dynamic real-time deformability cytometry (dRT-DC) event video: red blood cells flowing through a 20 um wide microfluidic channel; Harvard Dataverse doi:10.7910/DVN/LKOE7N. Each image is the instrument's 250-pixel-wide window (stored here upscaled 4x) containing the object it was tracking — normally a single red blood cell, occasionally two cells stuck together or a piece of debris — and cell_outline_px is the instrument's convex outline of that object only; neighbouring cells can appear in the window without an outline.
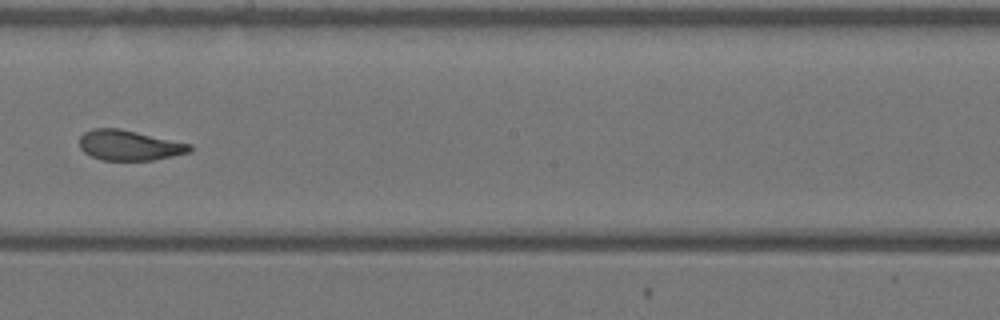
{"species": "Egyptian fruit bat (a non-hibernating species)", "species_latin": "Rousettus aegyptiacus", "temperature_condition": "warm", "stored_images_in_passage": 33, "camera_frame_rate_fps": 3000, "um_per_image_px": 0.085, "animal": {"sex": "female"}, "frame": {"image": 1, "passage_image": 15, "time_ms": 4.667, "image_size_px": [1000, 320], "cell_outline_px": [[192, 148], [188, 152], [172, 156], [152, 160], [100, 160], [84, 152], [80, 148], [80, 136], [84, 132], [92, 128], [120, 128], [192, 144]], "centroid_in_image_um": [10.96, 12.34], "position_along_channel_um": 237.2, "area_um2": 19.42}}
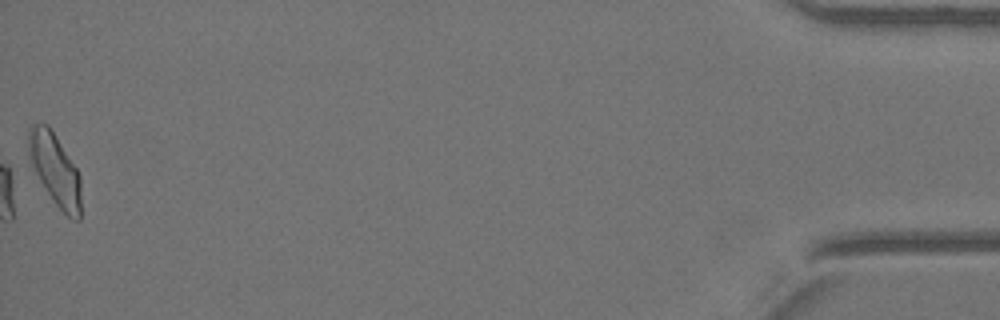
{"frame": {"image": 2, "passage_image": 33, "time_ms": 10.667, "image_size_px": [1000, 320], "cell_outline_px": [[80, 220], [72, 220], [56, 204], [40, 180], [32, 164], [28, 144], [28, 128], [32, 124], [48, 124], [76, 168], [80, 176]], "centroid_in_image_um": [4.69, 14.39], "position_along_channel_um": 430.5, "area_um2": 21.33}}